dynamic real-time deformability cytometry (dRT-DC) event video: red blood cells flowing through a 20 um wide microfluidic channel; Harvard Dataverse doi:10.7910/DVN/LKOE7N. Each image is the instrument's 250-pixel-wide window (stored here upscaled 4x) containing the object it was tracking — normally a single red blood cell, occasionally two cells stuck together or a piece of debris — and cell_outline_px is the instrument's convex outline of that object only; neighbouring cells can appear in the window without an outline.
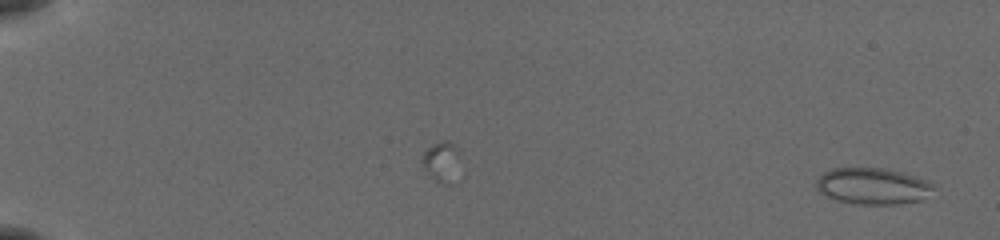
{"species": "common noctule bat (a hibernating species)", "species_latin": "Nyctalus noctula", "temperature_condition": "cold", "stored_images_in_passage": 54, "camera_frame_rate_fps": 3000, "um_per_image_px": 0.085, "animal": {"sex": "female", "body_mass_g": 19.5, "forearm_length_mm": 54.1}, "frame": {"image": 1, "passage_image": 2, "time_ms": 0.333, "image_size_px": [1000, 240], "cell_outline_px": [[932, 188], [920, 200], [896, 204], [860, 204], [836, 200], [820, 192], [816, 188], [816, 180], [824, 172], [832, 168], [884, 168], [900, 172], [924, 180], [932, 184]], "centroid_in_image_um": [74.09, 15.81], "position_along_channel_um": 10.9, "area_um2": 24.28}}
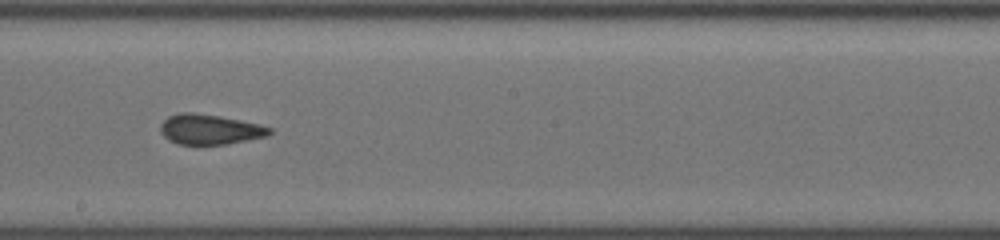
{"frame": {"image": 2, "passage_image": 33, "time_ms": 10.667, "image_size_px": [1000, 240], "cell_outline_px": [[272, 132], [268, 136], [228, 144], [176, 144], [168, 140], [160, 132], [160, 124], [168, 116], [180, 112], [192, 112], [220, 116], [260, 124], [272, 128]], "centroid_in_image_um": [17.83, 10.99], "position_along_channel_um": 230.4, "area_um2": 19.31}}
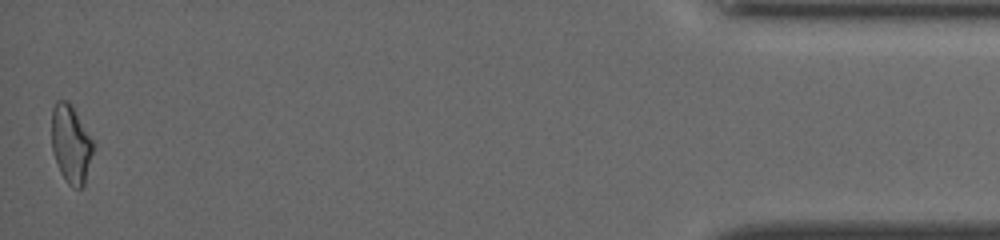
{"frame": {"image": 3, "passage_image": 54, "time_ms": 17.667, "image_size_px": [1000, 240], "cell_outline_px": [[92, 152], [84, 184], [80, 188], [72, 188], [68, 184], [60, 172], [52, 152], [52, 108], [56, 100], [68, 100], [72, 104], [92, 140]], "centroid_in_image_um": [5.99, 12.22], "position_along_channel_um": 429.2, "area_um2": 18.73}, "authors_computed_cell_mechanics": {"area_um2": 19.363, "velocity_mm_per_s": 3.9143, "shape_relaxation_time_tau1_ms": null, "shape_relaxation_time_tau2_ms": 2.6208, "deformation_change_tau1": null, "deformation_change_tau2": 0.091}}